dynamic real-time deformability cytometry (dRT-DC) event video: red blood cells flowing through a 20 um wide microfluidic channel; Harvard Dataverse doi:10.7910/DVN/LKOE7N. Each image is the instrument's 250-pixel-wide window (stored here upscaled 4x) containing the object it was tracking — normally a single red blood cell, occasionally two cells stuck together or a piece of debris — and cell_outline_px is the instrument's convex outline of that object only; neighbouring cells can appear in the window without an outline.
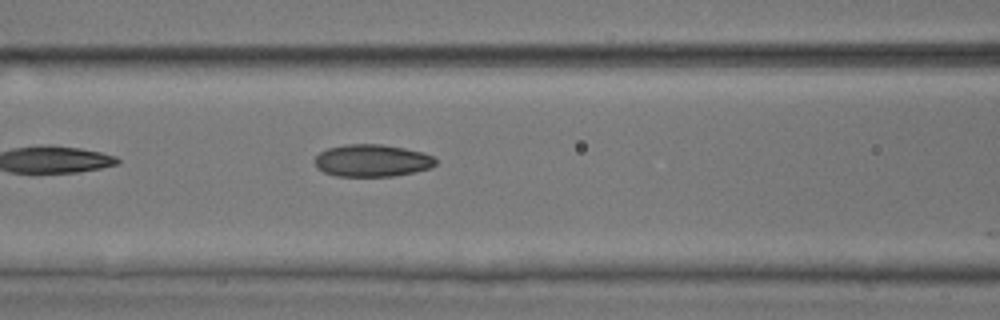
{"species": "common noctule bat (a hibernating species)", "species_latin": "Nyctalus noctula", "temperature_condition": "room temperature", "stored_images_in_passage": 11, "camera_frame_rate_fps": 3000, "um_per_image_px": 0.085, "animal": {"sex": "male", "body_mass_g": 17.9, "forearm_length_mm": 54.2}, "frame": {"image": 1, "passage_image": 7, "time_ms": 2.0, "image_size_px": [1000, 320], "cell_outline_px": [[436, 164], [428, 168], [412, 172], [392, 176], [336, 176], [324, 172], [316, 168], [316, 156], [320, 152], [328, 148], [344, 144], [380, 144], [404, 148], [424, 152], [432, 156], [436, 160]], "centroid_in_image_um": [31.61, 13.64], "position_along_channel_um": 135.0, "area_um2": 22.6}}